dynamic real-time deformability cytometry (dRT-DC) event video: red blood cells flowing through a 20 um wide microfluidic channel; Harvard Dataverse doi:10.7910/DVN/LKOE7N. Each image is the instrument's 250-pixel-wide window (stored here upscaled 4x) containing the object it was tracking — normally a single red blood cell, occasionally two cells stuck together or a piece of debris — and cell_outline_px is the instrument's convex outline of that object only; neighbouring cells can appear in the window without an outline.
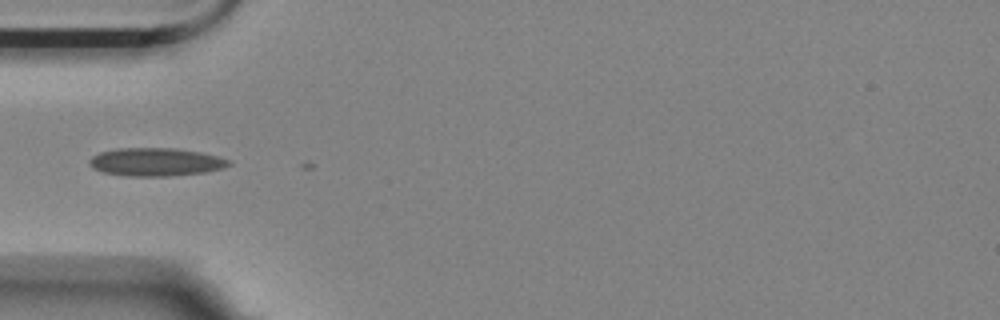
{"species": "Egyptian fruit bat (a non-hibernating species)", "species_latin": "Rousettus aegyptiacus", "temperature_condition": "room temperature", "stored_images_in_passage": 3, "camera_frame_rate_fps": 3000, "um_per_image_px": 0.085, "animal": {"sex": "female"}, "frame": {"image": 1, "passage_image": 1, "time_ms": 0.0, "image_size_px": [1000, 320], "cell_outline_px": [[232, 164], [224, 168], [208, 172], [168, 176], [124, 176], [104, 172], [92, 168], [88, 164], [88, 160], [92, 156], [100, 152], [116, 148], [176, 148], [200, 152], [232, 160]], "centroid_in_image_um": [13.25, 13.77], "position_along_channel_um": 71.8, "area_um2": 23.12}}